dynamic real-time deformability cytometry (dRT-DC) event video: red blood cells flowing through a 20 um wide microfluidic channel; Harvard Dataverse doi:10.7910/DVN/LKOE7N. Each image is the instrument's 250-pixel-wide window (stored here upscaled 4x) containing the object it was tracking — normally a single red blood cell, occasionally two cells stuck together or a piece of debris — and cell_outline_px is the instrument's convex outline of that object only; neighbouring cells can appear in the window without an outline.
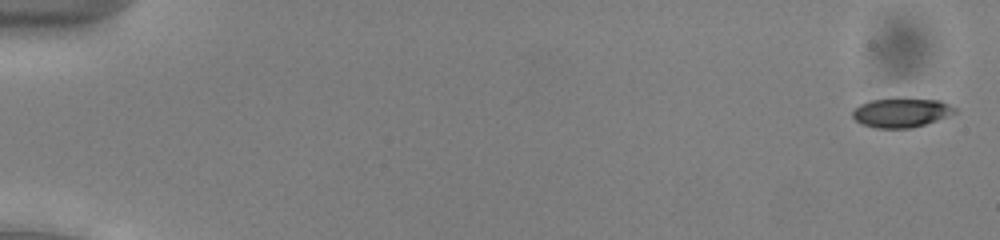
{"species": "common noctule bat (a hibernating species)", "species_latin": "Nyctalus noctula", "temperature_condition": "cold", "stored_images_in_passage": 53, "camera_frame_rate_fps": 3000, "um_per_image_px": 0.085, "animal": {"sex": "male", "body_mass_g": 13.0, "forearm_length_mm": 53.1}, "frame": {"image": 1, "passage_image": 2, "time_ms": 0.333, "image_size_px": [1000, 240], "cell_outline_px": [[956, 112], [936, 120], [912, 128], [876, 128], [864, 124], [856, 120], [852, 116], [852, 112], [860, 104], [868, 100], [940, 100], [956, 108]], "centroid_in_image_um": [76.59, 9.6], "position_along_channel_um": 8.4, "area_um2": 16.76}}
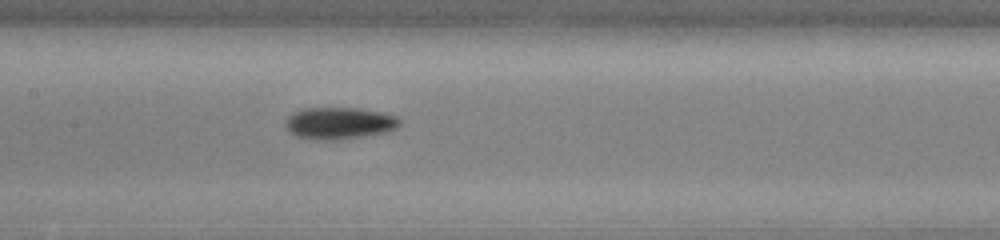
{"frame": {"image": 2, "passage_image": 28, "time_ms": 9.0, "image_size_px": [1000, 240], "cell_outline_px": [[400, 124], [396, 128], [388, 132], [364, 136], [336, 140], [312, 140], [296, 136], [288, 132], [284, 124], [288, 116], [292, 112], [308, 108], [360, 108], [380, 112], [396, 116], [400, 120]], "centroid_in_image_um": [28.81, 10.48], "position_along_channel_um": 178.6, "area_um2": 21.44}}
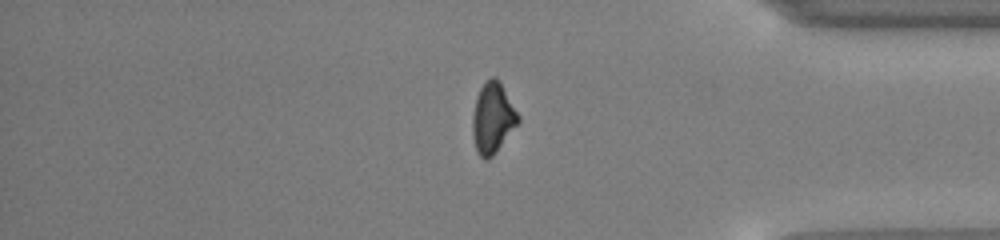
{"frame": {"image": 3, "passage_image": 46, "time_ms": 15.0, "image_size_px": [1000, 240], "cell_outline_px": [[520, 120], [496, 152], [488, 160], [484, 160], [480, 156], [476, 148], [472, 132], [472, 116], [476, 96], [480, 88], [492, 76], [496, 76], [500, 80], [520, 116]], "centroid_in_image_um": [41.88, 10.01], "position_along_channel_um": 393.3, "area_um2": 18.79}}